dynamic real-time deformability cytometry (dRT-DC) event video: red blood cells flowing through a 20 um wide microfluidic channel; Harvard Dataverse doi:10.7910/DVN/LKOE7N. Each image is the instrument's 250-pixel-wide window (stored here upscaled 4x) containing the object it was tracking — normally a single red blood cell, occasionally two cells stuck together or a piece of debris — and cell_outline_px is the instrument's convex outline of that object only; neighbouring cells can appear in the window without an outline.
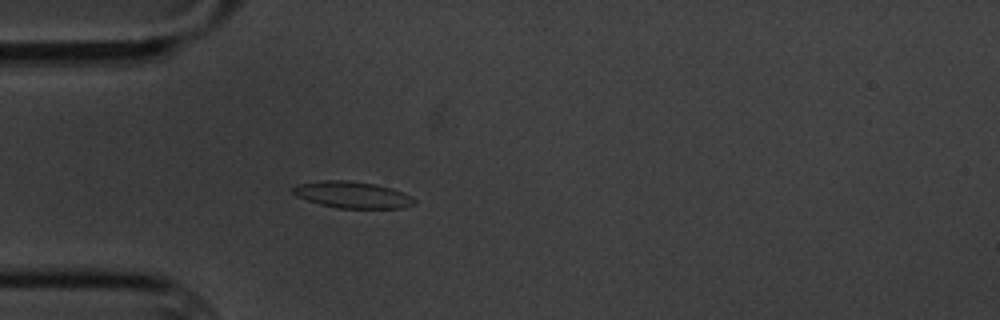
{"species": "common noctule bat (a hibernating species)", "species_latin": "Nyctalus noctula", "temperature_condition": "cold", "stored_images_in_passage": 1, "camera_frame_rate_fps": 3000, "um_per_image_px": 0.085, "animal": {"sex": "male", "body_mass_g": 20.1, "forearm_length_mm": 53.5}, "frame": {"image": 1, "passage_image": 1, "time_ms": 0.0, "image_size_px": [1000, 320], "cell_outline_px": [[416, 204], [404, 208], [336, 208], [320, 204], [296, 196], [292, 192], [292, 188], [296, 184], [324, 180], [348, 180], [376, 184], [392, 188], [412, 196], [416, 200]], "centroid_in_image_um": [29.98, 16.55], "position_along_channel_um": 55.0, "area_um2": 18.96}}